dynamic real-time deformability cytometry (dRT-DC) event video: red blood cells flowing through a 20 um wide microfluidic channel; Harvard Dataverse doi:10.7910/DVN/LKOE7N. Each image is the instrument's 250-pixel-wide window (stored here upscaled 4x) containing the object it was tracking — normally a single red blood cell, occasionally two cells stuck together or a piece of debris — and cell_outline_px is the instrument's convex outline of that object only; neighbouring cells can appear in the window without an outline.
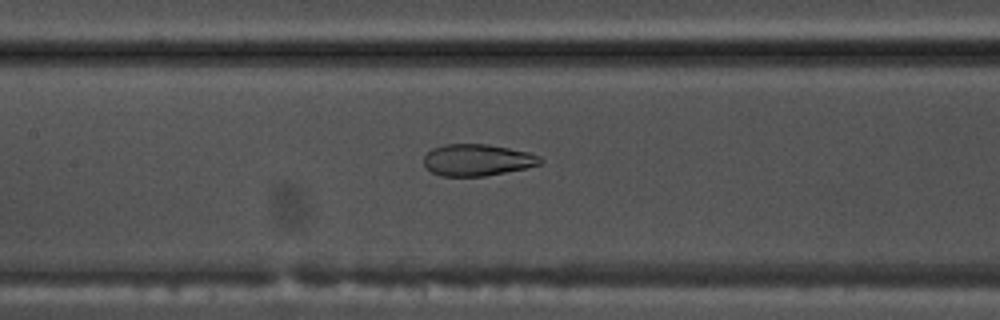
{"species": "common noctule bat (a hibernating species)", "species_latin": "Nyctalus noctula", "temperature_condition": "warm", "stored_images_in_passage": 55, "camera_frame_rate_fps": 3000, "um_per_image_px": 0.085, "animal": {"sex": "male", "body_mass_g": 17.5, "forearm_length_mm": 52.3}, "frame": {"image": 1, "passage_image": 26, "time_ms": 8.333, "image_size_px": [1000, 320], "cell_outline_px": [[544, 160], [540, 164], [524, 168], [484, 176], [440, 176], [424, 168], [424, 156], [432, 148], [444, 144], [488, 144], [528, 152], [540, 156]], "centroid_in_image_um": [40.53, 13.59], "position_along_channel_um": 166.9, "area_um2": 21.5}}
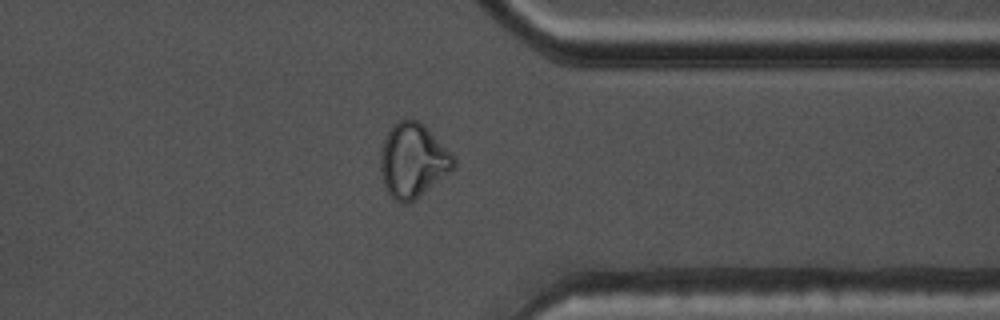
{"frame": {"image": 2, "passage_image": 43, "time_ms": 14.0, "image_size_px": [1000, 320], "cell_outline_px": [[456, 164], [452, 168], [408, 204], [404, 204], [396, 200], [388, 192], [384, 184], [380, 168], [380, 152], [384, 140], [392, 124], [400, 120], [420, 120], [456, 156]], "centroid_in_image_um": [35.09, 13.59], "position_along_channel_um": 376.3, "area_um2": 31.21}}
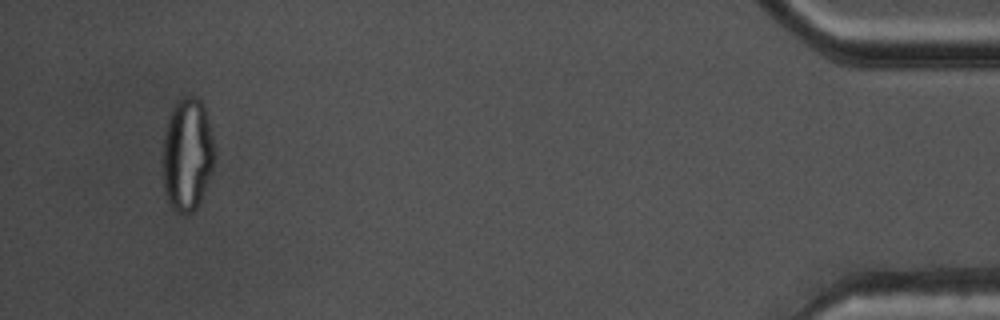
{"frame": {"image": 3, "passage_image": 52, "time_ms": 17.0, "image_size_px": [1000, 320], "cell_outline_px": [[216, 152], [212, 168], [208, 180], [200, 200], [196, 208], [192, 212], [184, 216], [176, 212], [168, 204], [164, 188], [160, 160], [164, 132], [168, 116], [176, 100], [180, 96], [196, 96], [204, 104]], "centroid_in_image_um": [15.87, 13.12], "position_along_channel_um": 419.3, "area_um2": 35.2}, "authors_computed_cell_mechanics": {"area_um2": 28.4954, "velocity_mm_per_s": 3.7835, "shape_relaxation_time_tau1_ms": null, "shape_relaxation_time_tau2_ms": 1.223, "deformation_change_tau1": null, "deformation_change_tau2": 0.059}}